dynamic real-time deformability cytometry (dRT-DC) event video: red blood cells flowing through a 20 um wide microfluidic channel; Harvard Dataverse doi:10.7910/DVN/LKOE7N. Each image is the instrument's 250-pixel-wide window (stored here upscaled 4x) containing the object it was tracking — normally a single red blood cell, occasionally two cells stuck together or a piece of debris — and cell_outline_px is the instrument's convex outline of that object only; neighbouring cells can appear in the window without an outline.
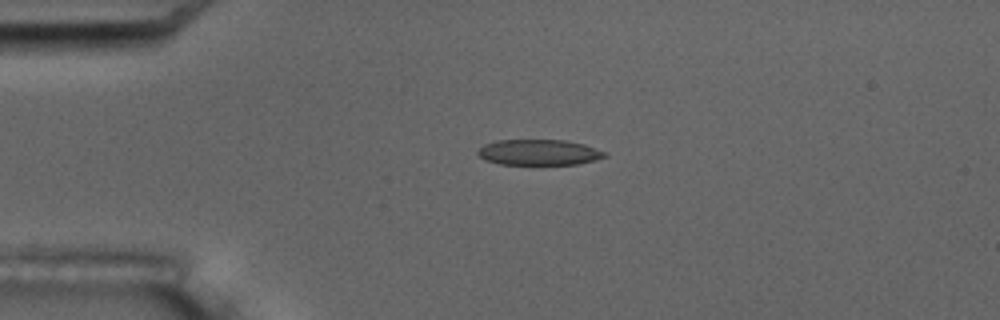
{"species": "common noctule bat (a hibernating species)", "species_latin": "Nyctalus noctula", "temperature_condition": "room temperature", "stored_images_in_passage": 5, "camera_frame_rate_fps": 3000, "um_per_image_px": 0.085, "animal": {"sex": "male", "body_mass_g": 17.5, "forearm_length_mm": 52.3}, "frame": {"image": 1, "passage_image": 4, "time_ms": 3.667, "image_size_px": [1000, 320], "cell_outline_px": [[608, 156], [596, 160], [580, 164], [500, 164], [484, 160], [476, 152], [484, 144], [496, 140], [564, 140], [584, 144], [608, 152]], "centroid_in_image_um": [45.84, 12.95], "position_along_channel_um": 39.2, "area_um2": 19.13}}